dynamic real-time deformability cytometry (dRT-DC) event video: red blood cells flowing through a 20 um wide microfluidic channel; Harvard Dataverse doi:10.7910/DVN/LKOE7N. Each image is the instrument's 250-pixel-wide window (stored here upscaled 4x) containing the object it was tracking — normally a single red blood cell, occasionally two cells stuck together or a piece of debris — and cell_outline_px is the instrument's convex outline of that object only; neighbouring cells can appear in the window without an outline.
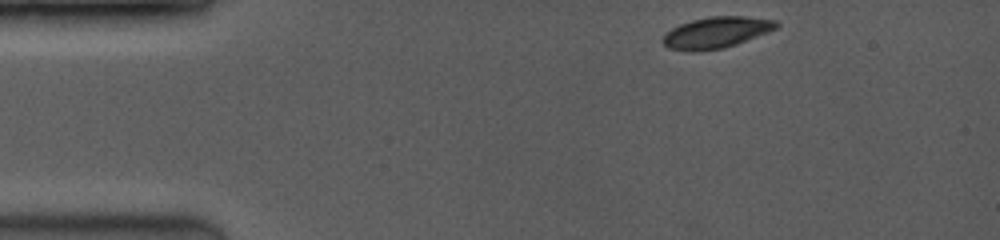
{"species": "common noctule bat (a hibernating species)", "species_latin": "Nyctalus noctula", "temperature_condition": "room temperature", "stored_images_in_passage": 45, "camera_frame_rate_fps": 3500, "um_per_image_px": 0.085, "animal": {"sex": "female", "body_mass_g": 19.0, "forearm_length_mm": 53.3}, "frame": {"image": 1, "passage_image": 1, "time_ms": 0.0, "image_size_px": [1000, 240], "cell_outline_px": [[780, 24], [776, 28], [768, 32], [736, 44], [724, 48], [700, 52], [688, 52], [668, 48], [660, 40], [672, 28], [680, 24], [692, 20], [712, 16], [744, 16], [776, 20]], "centroid_in_image_um": [60.87, 2.78], "position_along_channel_um": 24.1, "area_um2": 20.75}}
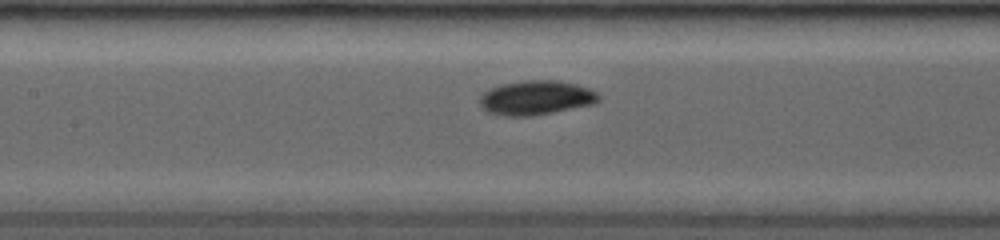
{"frame": {"image": 2, "passage_image": 19, "time_ms": 5.143, "image_size_px": [1000, 240], "cell_outline_px": [[600, 100], [596, 104], [532, 116], [504, 116], [488, 112], [480, 104], [480, 96], [484, 92], [492, 88], [504, 84], [524, 80], [556, 80], [576, 84], [588, 88], [596, 92], [600, 96]], "centroid_in_image_um": [45.6, 8.31], "position_along_channel_um": 161.8, "area_um2": 23.76}}
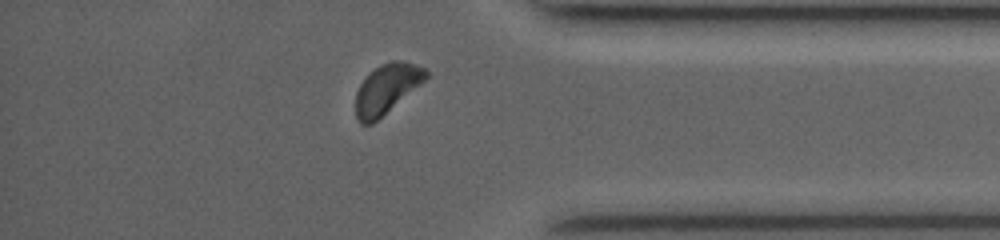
{"frame": {"image": 3, "passage_image": 40, "time_ms": 11.143, "image_size_px": [1000, 240], "cell_outline_px": [[428, 76], [420, 84], [372, 124], [360, 124], [356, 116], [356, 92], [360, 84], [380, 64], [392, 60], [396, 60], [412, 64], [424, 68], [428, 72]], "centroid_in_image_um": [32.85, 7.56], "position_along_channel_um": 402.4, "area_um2": 19.65}, "authors_computed_cell_mechanics": {"area_um2": 21.7328, "velocity_mm_per_s": 4.1061, "shape_relaxation_time_tau1_ms": 1.96, "shape_relaxation_time_tau2_ms": null, "deformation_change_tau1": 0.1048, "deformation_change_tau2": null}}